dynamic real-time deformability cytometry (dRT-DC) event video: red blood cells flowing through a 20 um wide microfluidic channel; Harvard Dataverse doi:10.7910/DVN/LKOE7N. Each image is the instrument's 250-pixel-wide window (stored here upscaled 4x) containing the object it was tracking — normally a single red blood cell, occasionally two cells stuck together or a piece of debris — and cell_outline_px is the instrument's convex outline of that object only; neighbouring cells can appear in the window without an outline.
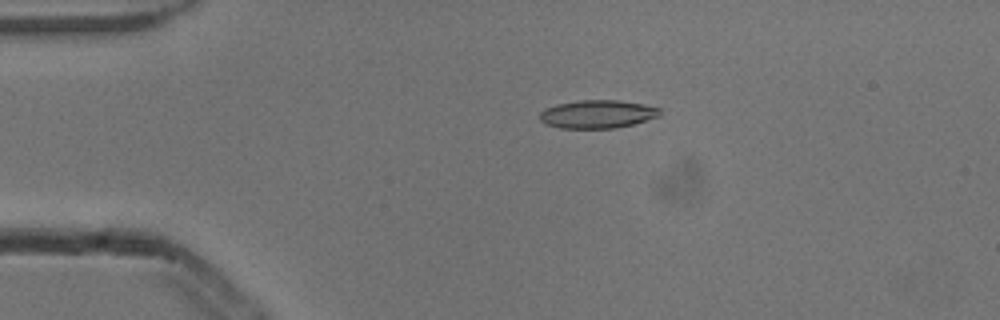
{"species": "common noctule bat (a hibernating species)", "species_latin": "Nyctalus noctula", "temperature_condition": "cold", "stored_images_in_passage": 3, "camera_frame_rate_fps": 3000, "um_per_image_px": 0.085, "animal": {"sex": "male", "body_mass_g": 13.3}, "frame": {"image": 1, "passage_image": 2, "time_ms": 0.333, "image_size_px": [1000, 320], "cell_outline_px": [[660, 116], [632, 124], [616, 128], [560, 128], [544, 124], [540, 120], [540, 112], [544, 108], [556, 104], [580, 100], [620, 100], [644, 104], [660, 108]], "centroid_in_image_um": [50.76, 9.7], "position_along_channel_um": 34.2, "area_um2": 19.83}}